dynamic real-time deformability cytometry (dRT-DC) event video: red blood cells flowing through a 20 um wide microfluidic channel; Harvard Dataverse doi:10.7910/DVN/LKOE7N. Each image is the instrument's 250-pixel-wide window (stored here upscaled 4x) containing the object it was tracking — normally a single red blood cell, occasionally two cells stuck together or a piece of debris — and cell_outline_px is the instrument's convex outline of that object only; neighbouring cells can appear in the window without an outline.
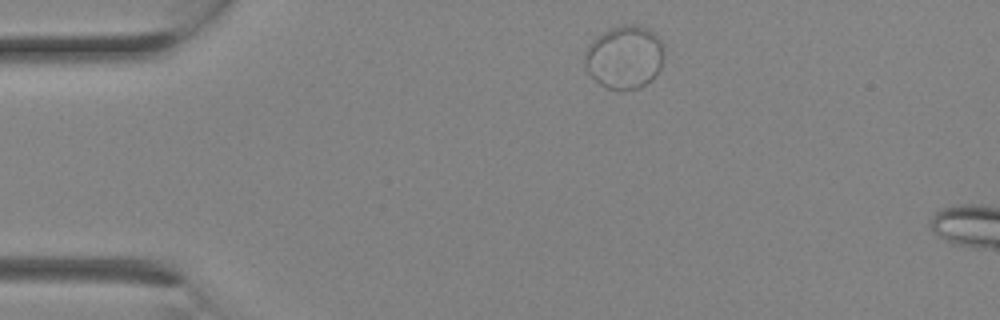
{"species": "Egyptian fruit bat (a non-hibernating species)", "species_latin": "Rousettus aegyptiacus", "temperature_condition": "room temperature", "stored_images_in_passage": 3, "segment_of_instrument_passage": [1, 2], "camera_frame_rate_fps": 3000, "um_per_image_px": 0.085, "animal": {"sex": "female"}, "frame": {"image": 1, "passage_image": 1, "time_ms": 0.0, "image_size_px": [1000, 320], "cell_outline_px": [[664, 56], [660, 68], [652, 80], [636, 88], [608, 88], [600, 84], [588, 72], [584, 64], [584, 56], [588, 44], [596, 36], [620, 24], [636, 24], [648, 28], [660, 40], [664, 48]], "centroid_in_image_um": [53.08, 4.82], "position_along_channel_um": 31.9, "area_um2": 29.07}}